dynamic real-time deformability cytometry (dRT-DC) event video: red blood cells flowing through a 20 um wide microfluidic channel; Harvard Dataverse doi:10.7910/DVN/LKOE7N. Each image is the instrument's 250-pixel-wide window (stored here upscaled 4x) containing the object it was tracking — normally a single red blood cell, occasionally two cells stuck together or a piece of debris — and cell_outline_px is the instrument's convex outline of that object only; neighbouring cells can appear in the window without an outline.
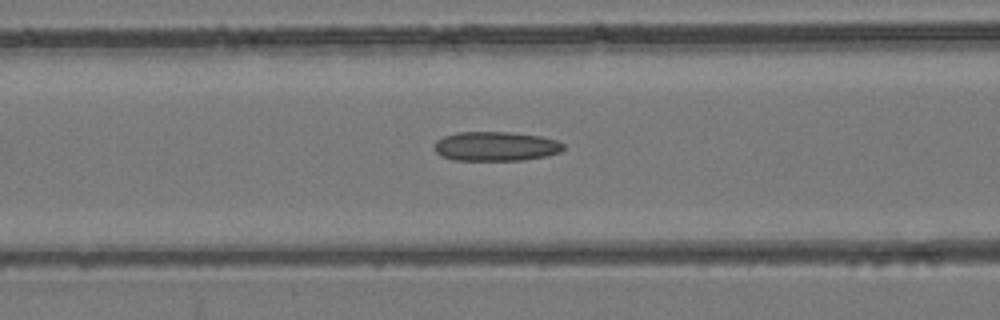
{"species": "common noctule bat (a hibernating species)", "species_latin": "Nyctalus noctula", "temperature_condition": "room temperature", "stored_images_in_passage": 40, "camera_frame_rate_fps": 3000, "um_per_image_px": 0.085, "animal": {"sex": "female", "body_mass_g": 24.6, "forearm_length_mm": 56.2}, "frame": {"image": 1, "passage_image": 18, "time_ms": 5.667, "image_size_px": [1000, 320], "cell_outline_px": [[564, 148], [560, 152], [548, 156], [524, 160], [452, 160], [440, 156], [432, 148], [432, 144], [436, 140], [444, 136], [456, 132], [512, 132], [540, 136], [556, 140], [564, 144]], "centroid_in_image_um": [42.1, 12.44], "position_along_channel_um": 124.5, "area_um2": 22.43}}
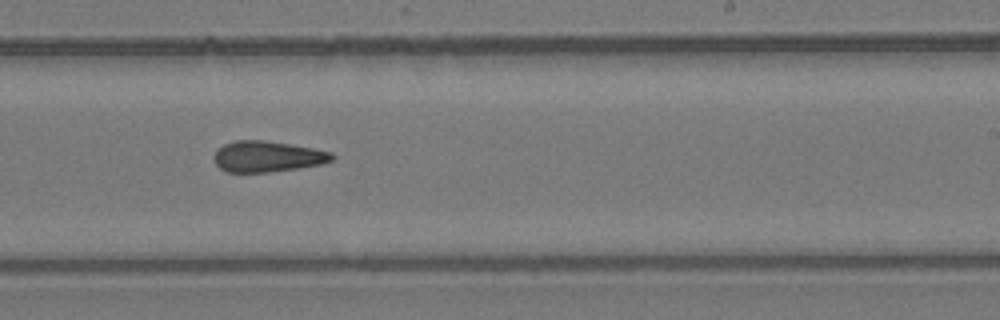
{"frame": {"image": 2, "passage_image": 27, "time_ms": 8.667, "image_size_px": [1000, 320], "cell_outline_px": [[336, 156], [332, 160], [320, 164], [300, 168], [268, 172], [228, 172], [220, 168], [212, 160], [212, 156], [224, 144], [236, 140], [264, 140], [312, 148], [332, 152]], "centroid_in_image_um": [22.71, 13.31], "position_along_channel_um": 266.3, "area_um2": 21.21}}
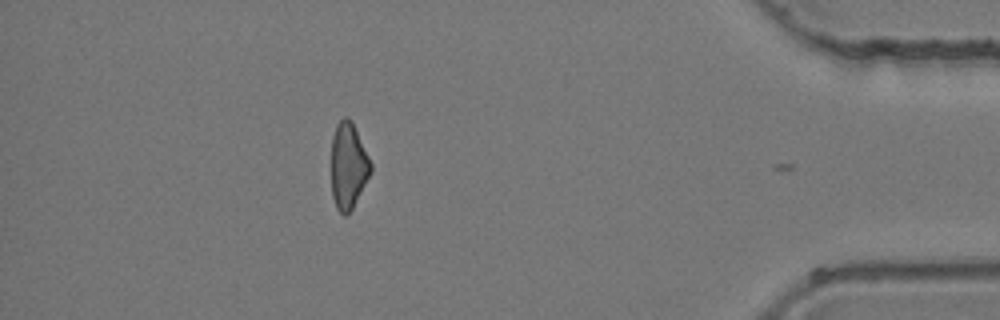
{"frame": {"image": 3, "passage_image": 39, "time_ms": 12.667, "image_size_px": [1000, 320], "cell_outline_px": [[372, 172], [348, 216], [344, 216], [336, 208], [332, 196], [332, 136], [336, 124], [344, 116], [348, 116], [372, 164]], "centroid_in_image_um": [29.6, 14.14], "position_along_channel_um": 405.6, "area_um2": 19.65}}